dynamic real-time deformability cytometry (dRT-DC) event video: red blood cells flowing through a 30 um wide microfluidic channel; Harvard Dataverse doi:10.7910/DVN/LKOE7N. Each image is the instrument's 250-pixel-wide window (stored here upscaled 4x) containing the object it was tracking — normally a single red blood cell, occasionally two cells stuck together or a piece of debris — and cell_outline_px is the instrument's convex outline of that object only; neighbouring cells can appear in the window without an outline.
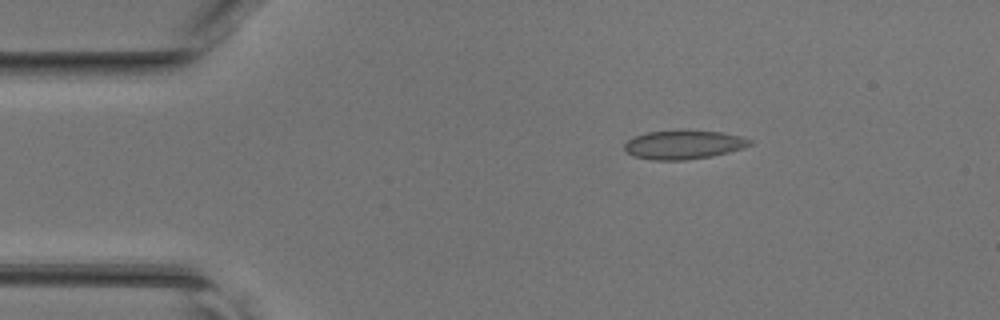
{"species": "common noctule bat (a hibernating species)", "species_latin": "Nyctalus noctula", "temperature_condition": "room temperature", "stored_images_in_passage": 39, "camera_frame_rate_fps": 3000, "um_per_image_px": 0.085, "animal": {"sex": "female", "body_mass_g": 17.0, "forearm_length_mm": 48.0}, "frame": {"image": 1, "passage_image": 1, "time_ms": 0.0, "image_size_px": [1000, 320], "cell_outline_px": [[752, 144], [744, 148], [712, 156], [684, 160], [652, 160], [632, 156], [624, 152], [624, 144], [628, 140], [636, 136], [648, 132], [680, 128], [720, 132], [740, 136], [752, 140]], "centroid_in_image_um": [58.08, 12.28], "position_along_channel_um": 26.9, "area_um2": 21.62}}
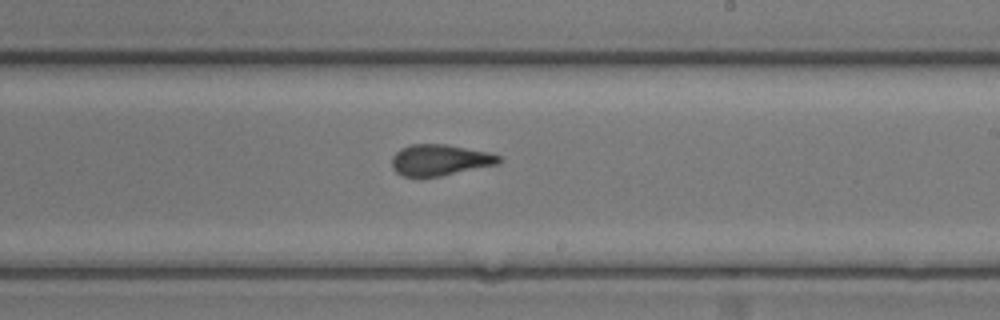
{"frame": {"image": 2, "passage_image": 20, "time_ms": 6.333, "image_size_px": [1000, 320], "cell_outline_px": [[504, 160], [500, 164], [440, 176], [400, 176], [392, 168], [392, 156], [400, 148], [412, 144], [444, 144], [488, 152], [500, 156]], "centroid_in_image_um": [37.4, 13.6], "position_along_channel_um": 251.6, "area_um2": 19.48}}
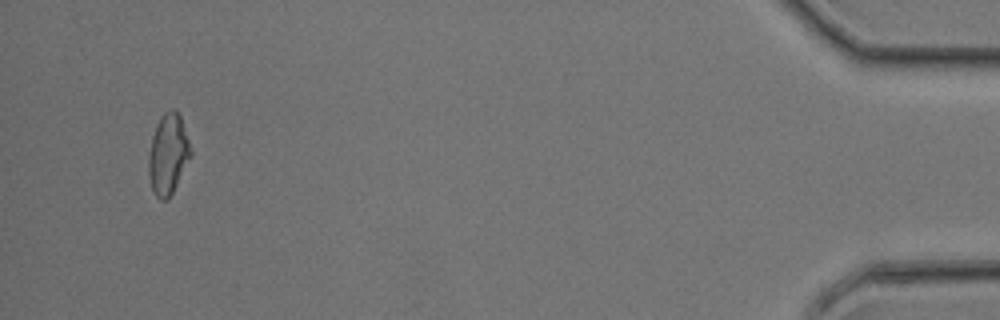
{"frame": {"image": 3, "passage_image": 37, "time_ms": 12.0, "image_size_px": [1000, 320], "cell_outline_px": [[192, 156], [168, 200], [160, 200], [156, 196], [152, 188], [148, 176], [148, 156], [152, 136], [156, 124], [160, 116], [164, 112], [172, 108], [180, 116], [192, 152]], "centroid_in_image_um": [14.27, 13.12], "position_along_channel_um": 420.9, "area_um2": 19.77}}